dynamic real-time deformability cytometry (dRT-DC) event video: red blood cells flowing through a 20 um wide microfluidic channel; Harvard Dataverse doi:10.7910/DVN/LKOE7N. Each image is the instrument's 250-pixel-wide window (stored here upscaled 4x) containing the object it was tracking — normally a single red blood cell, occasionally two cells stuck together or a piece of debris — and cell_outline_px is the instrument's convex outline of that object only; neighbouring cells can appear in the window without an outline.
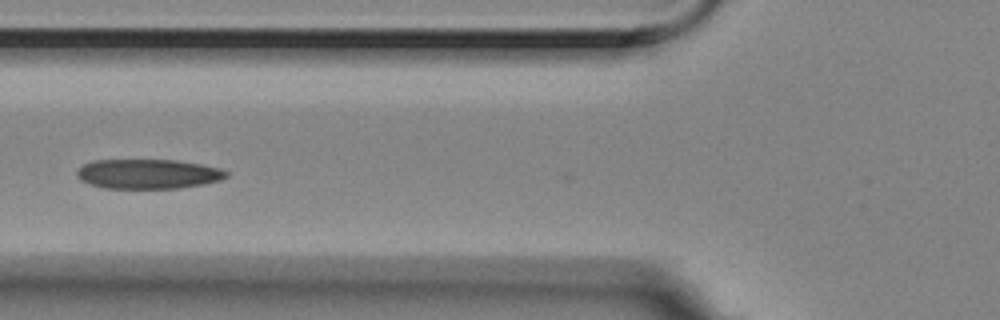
{"species": "Egyptian fruit bat (a non-hibernating species)", "species_latin": "Rousettus aegyptiacus", "temperature_condition": "room temperature", "stored_images_in_passage": 14, "camera_frame_rate_fps": 3000, "um_per_image_px": 0.085, "animal": {"sex": "female"}, "frame": {"image": 1, "passage_image": 5, "time_ms": 1.333, "image_size_px": [1000, 320], "cell_outline_px": [[228, 176], [220, 180], [204, 184], [180, 188], [104, 188], [88, 184], [80, 180], [76, 172], [84, 164], [92, 160], [176, 160], [200, 164], [220, 168], [228, 172]], "centroid_in_image_um": [12.58, 14.78], "position_along_channel_um": 113.2, "area_um2": 25.84}}
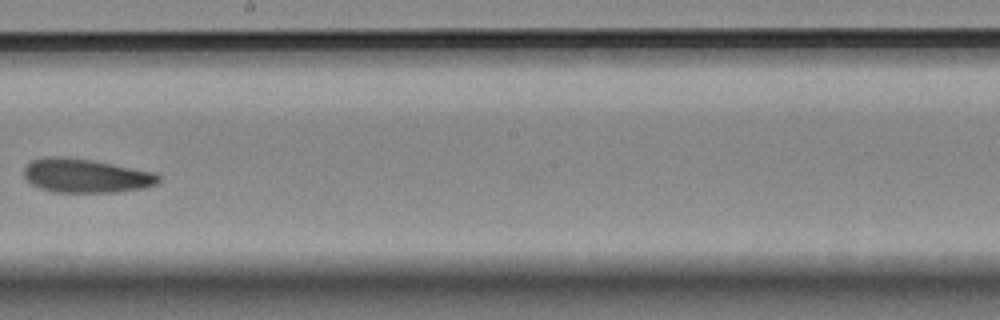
{"frame": {"image": 2, "passage_image": 8, "time_ms": 2.333, "image_size_px": [1000, 320], "cell_outline_px": [[160, 180], [156, 184], [144, 188], [116, 192], [52, 192], [40, 188], [32, 184], [24, 176], [24, 168], [32, 160], [48, 156], [64, 156], [92, 160], [156, 172], [160, 176]], "centroid_in_image_um": [7.31, 14.93], "position_along_channel_um": 240.9, "area_um2": 26.7}}
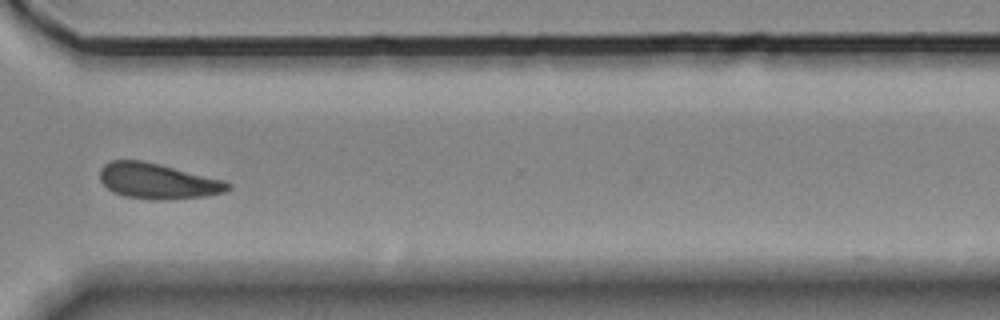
{"frame": {"image": 3, "passage_image": 11, "time_ms": 3.333, "image_size_px": [1000, 320], "cell_outline_px": [[232, 188], [224, 192], [208, 196], [124, 196], [112, 192], [100, 180], [100, 168], [104, 164], [112, 160], [140, 160], [224, 180], [232, 184]], "centroid_in_image_um": [13.38, 15.33], "position_along_channel_um": 357.2, "area_um2": 25.09}}